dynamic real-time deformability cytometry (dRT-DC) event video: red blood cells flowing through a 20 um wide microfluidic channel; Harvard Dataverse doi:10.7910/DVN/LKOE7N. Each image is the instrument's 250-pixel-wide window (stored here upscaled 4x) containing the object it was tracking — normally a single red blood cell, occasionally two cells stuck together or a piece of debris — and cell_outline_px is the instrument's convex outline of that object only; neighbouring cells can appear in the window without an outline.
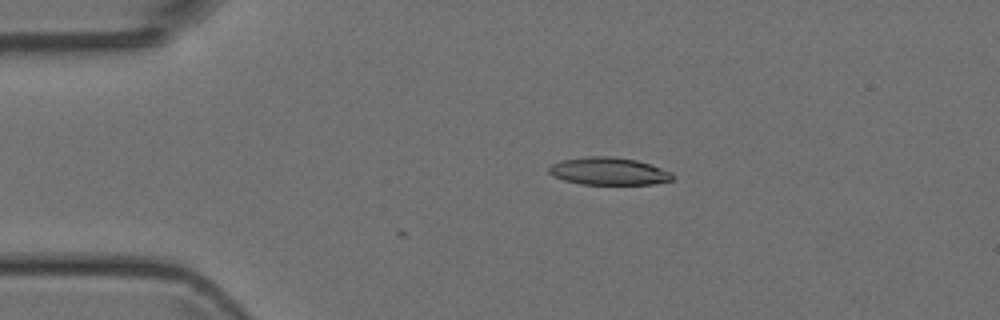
{"species": "Egyptian fruit bat (a non-hibernating species)", "species_latin": "Rousettus aegyptiacus", "temperature_condition": "room temperature", "stored_images_in_passage": 10, "camera_frame_rate_fps": 3000, "um_per_image_px": 0.085, "animal": {"sex": "female"}, "frame": {"image": 1, "passage_image": 10, "time_ms": 3.0, "image_size_px": [1000, 320], "cell_outline_px": [[676, 176], [672, 180], [652, 184], [580, 184], [564, 180], [552, 176], [548, 172], [548, 168], [552, 164], [564, 160], [588, 156], [612, 156], [636, 160], [672, 172]], "centroid_in_image_um": [51.74, 14.56], "position_along_channel_um": 33.3, "area_um2": 19.77}}